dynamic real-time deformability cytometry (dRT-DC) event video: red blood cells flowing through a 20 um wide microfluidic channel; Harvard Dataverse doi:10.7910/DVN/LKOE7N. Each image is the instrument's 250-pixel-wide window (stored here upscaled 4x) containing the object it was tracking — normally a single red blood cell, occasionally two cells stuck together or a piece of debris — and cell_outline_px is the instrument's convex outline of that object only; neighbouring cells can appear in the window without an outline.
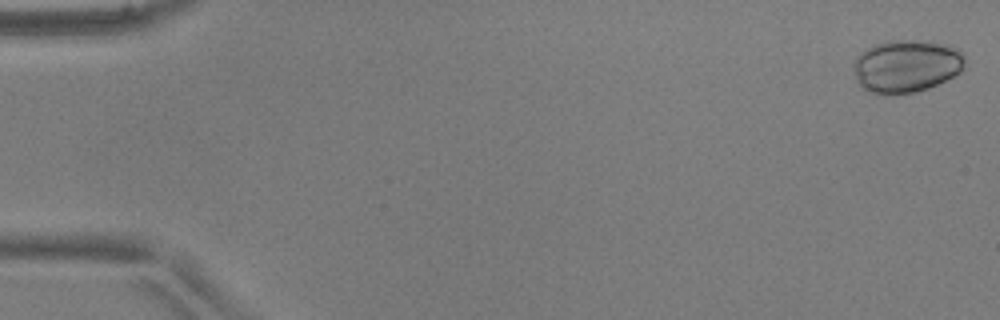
{"species": "common noctule bat (a hibernating species)", "species_latin": "Nyctalus noctula", "temperature_condition": "warm", "stored_images_in_passage": 51, "camera_frame_rate_fps": 3000, "um_per_image_px": 0.085, "animal": {"sex": "male", "body_mass_g": 17.9, "forearm_length_mm": 54.2}, "frame": {"image": 1, "passage_image": 1, "time_ms": 0.0, "image_size_px": [1000, 320], "cell_outline_px": [[964, 64], [960, 72], [928, 88], [916, 92], [884, 96], [868, 92], [856, 80], [852, 64], [856, 56], [860, 52], [872, 44], [888, 40], [932, 40], [956, 48], [964, 56]], "centroid_in_image_um": [76.98, 5.61], "position_along_channel_um": 8.0, "area_um2": 34.74}}
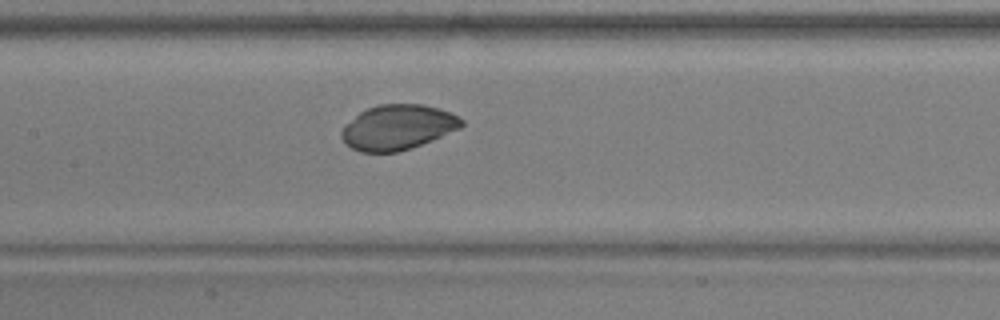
{"frame": {"image": 2, "passage_image": 25, "time_ms": 8.0, "image_size_px": [1000, 320], "cell_outline_px": [[464, 124], [460, 128], [432, 140], [412, 148], [396, 152], [360, 152], [352, 148], [340, 136], [340, 132], [344, 124], [360, 112], [368, 108], [380, 104], [424, 104], [452, 112], [460, 116], [464, 120]], "centroid_in_image_um": [33.83, 10.81], "position_along_channel_um": 173.6, "area_um2": 31.62}}
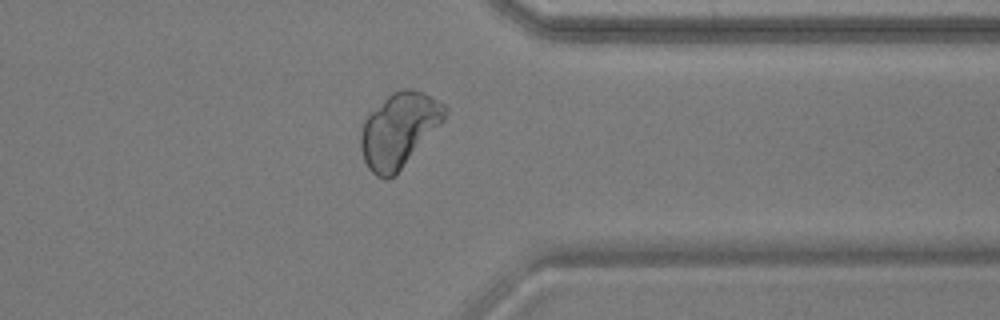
{"frame": {"image": 3, "passage_image": 41, "time_ms": 13.333, "image_size_px": [1000, 320], "cell_outline_px": [[448, 108], [444, 120], [396, 176], [388, 180], [384, 180], [376, 176], [368, 168], [364, 160], [360, 148], [360, 128], [368, 112], [392, 92], [400, 88], [412, 88], [424, 92], [444, 104]], "centroid_in_image_um": [33.89, 11.05], "position_along_channel_um": 377.5, "area_um2": 37.05}}